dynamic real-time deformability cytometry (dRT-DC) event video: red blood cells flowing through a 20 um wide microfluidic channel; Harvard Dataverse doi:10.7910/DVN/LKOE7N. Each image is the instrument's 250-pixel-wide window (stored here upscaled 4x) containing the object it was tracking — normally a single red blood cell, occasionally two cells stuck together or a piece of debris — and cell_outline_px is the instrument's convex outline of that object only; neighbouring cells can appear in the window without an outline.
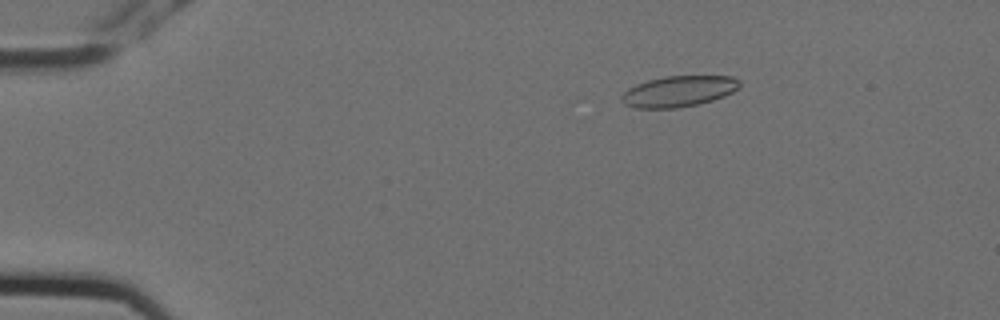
{"species": "Egyptian fruit bat (a non-hibernating species)", "species_latin": "Rousettus aegyptiacus", "temperature_condition": "cold", "stored_images_in_passage": 5, "camera_frame_rate_fps": 3000, "um_per_image_px": 0.085, "animal": {"sex": "female"}, "frame": {"image": 1, "passage_image": 3, "time_ms": 0.667, "image_size_px": [1000, 320], "cell_outline_px": [[740, 84], [732, 92], [724, 96], [712, 100], [696, 104], [676, 108], [632, 108], [624, 104], [620, 100], [620, 96], [628, 88], [636, 84], [648, 80], [664, 76], [732, 76], [740, 80]], "centroid_in_image_um": [57.63, 7.76], "position_along_channel_um": 27.4, "area_um2": 21.27}}